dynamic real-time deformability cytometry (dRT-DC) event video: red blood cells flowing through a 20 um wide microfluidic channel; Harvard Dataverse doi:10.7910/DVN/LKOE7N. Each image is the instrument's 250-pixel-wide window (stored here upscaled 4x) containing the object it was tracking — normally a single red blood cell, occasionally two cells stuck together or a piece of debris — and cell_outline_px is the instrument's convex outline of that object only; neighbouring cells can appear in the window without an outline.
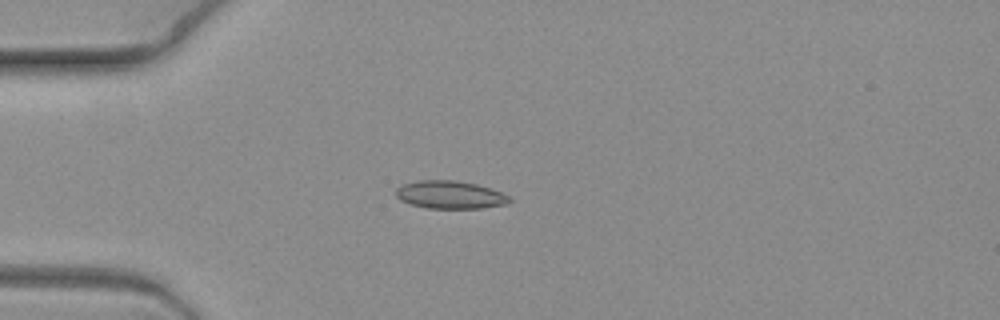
{"species": "common noctule bat (a hibernating species)", "species_latin": "Nyctalus noctula", "temperature_condition": "warm", "stored_images_in_passage": 5, "camera_frame_rate_fps": 3000, "um_per_image_px": 0.085, "animal": {"sex": "female", "body_mass_g": 19.3, "forearm_length_mm": 54.1}, "frame": {"image": 1, "passage_image": 3, "time_ms": 0.667, "image_size_px": [1000, 320], "cell_outline_px": [[512, 200], [508, 204], [484, 208], [428, 208], [408, 204], [400, 200], [396, 196], [396, 188], [404, 184], [420, 180], [452, 180], [476, 184], [512, 196]], "centroid_in_image_um": [38.27, 16.57], "position_along_channel_um": 46.7, "area_um2": 18.5}}
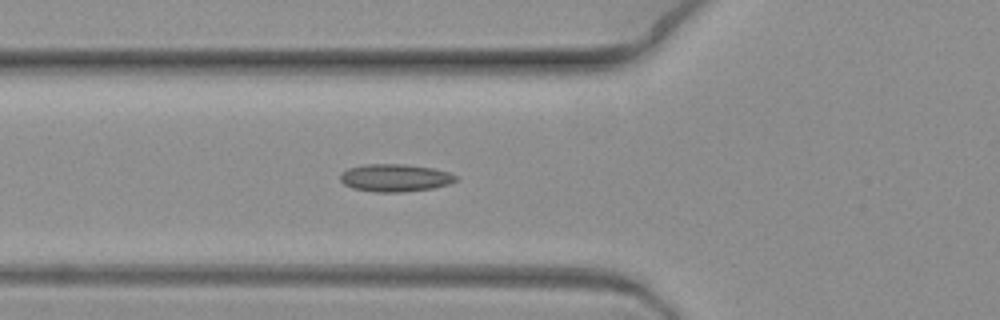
{"frame": {"image": 2, "passage_image": 5, "time_ms": 1.333, "image_size_px": [1000, 320], "cell_outline_px": [[460, 180], [448, 184], [432, 188], [404, 192], [376, 192], [352, 188], [344, 184], [340, 180], [340, 172], [348, 168], [364, 164], [404, 164], [432, 168], [448, 172], [460, 176]], "centroid_in_image_um": [33.59, 15.11], "position_along_channel_um": 92.2, "area_um2": 18.79}}